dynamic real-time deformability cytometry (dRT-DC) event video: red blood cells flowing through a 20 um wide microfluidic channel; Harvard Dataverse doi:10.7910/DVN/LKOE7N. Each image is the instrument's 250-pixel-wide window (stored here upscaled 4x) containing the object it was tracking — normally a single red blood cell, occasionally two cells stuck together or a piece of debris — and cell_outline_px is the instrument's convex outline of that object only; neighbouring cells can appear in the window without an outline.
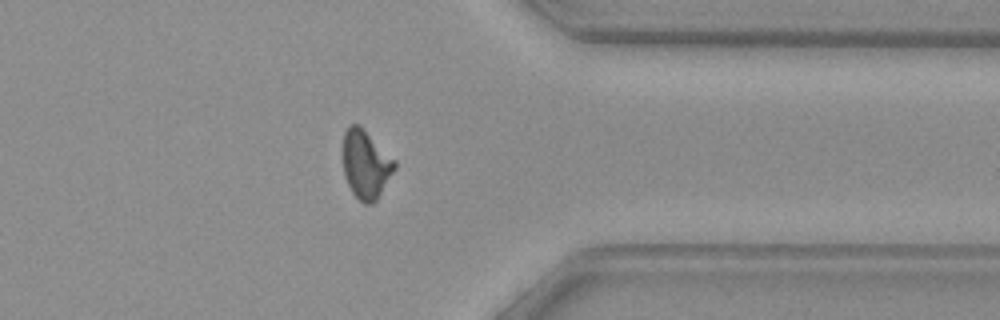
{"species": "common noctule bat (a hibernating species)", "species_latin": "Nyctalus noctula", "temperature_condition": "warm", "stored_images_in_passage": 28, "camera_frame_rate_fps": 3000, "um_per_image_px": 0.085, "animal": {"sex": "female", "body_mass_g": 29.2, "forearm_length_mm": 56.3}, "frame": {"image": 1, "passage_image": 24, "time_ms": 7.667, "image_size_px": [1000, 320], "cell_outline_px": [[396, 168], [376, 200], [372, 204], [364, 204], [352, 192], [344, 176], [344, 132], [348, 124], [360, 124], [396, 160]], "centroid_in_image_um": [31.11, 13.94], "position_along_channel_um": 380.3, "area_um2": 20.63}}